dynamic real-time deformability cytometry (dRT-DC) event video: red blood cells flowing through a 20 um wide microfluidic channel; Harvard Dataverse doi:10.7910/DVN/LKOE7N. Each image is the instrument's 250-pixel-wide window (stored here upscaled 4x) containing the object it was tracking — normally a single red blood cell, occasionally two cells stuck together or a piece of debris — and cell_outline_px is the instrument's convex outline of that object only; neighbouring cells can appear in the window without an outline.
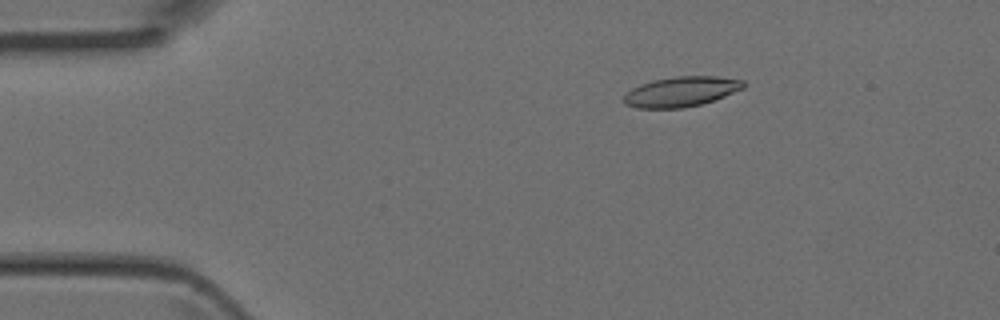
{"species": "Egyptian fruit bat (a non-hibernating species)", "species_latin": "Rousettus aegyptiacus", "temperature_condition": "room temperature", "stored_images_in_passage": 4, "camera_frame_rate_fps": 3000, "um_per_image_px": 0.085, "animal": {"sex": "female"}, "frame": {"image": 1, "passage_image": 1, "time_ms": 0.0, "image_size_px": [1000, 320], "cell_outline_px": [[744, 88], [724, 96], [700, 104], [684, 108], [636, 108], [624, 104], [624, 92], [640, 84], [652, 80], [676, 76], [716, 76], [744, 80]], "centroid_in_image_um": [57.85, 7.78], "position_along_channel_um": 27.1, "area_um2": 20.98}}
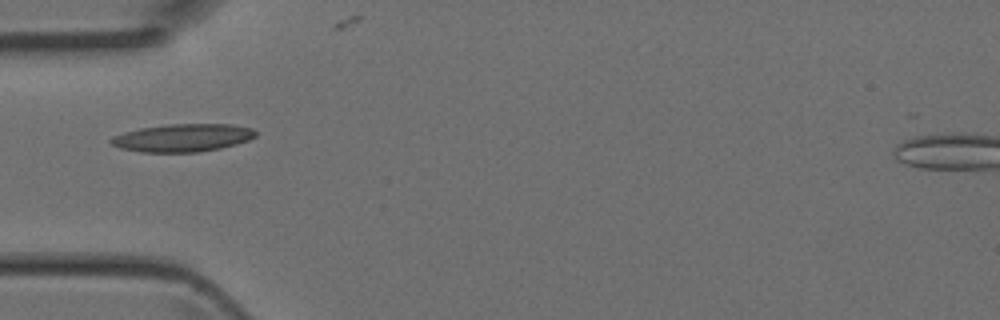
{"frame": {"image": 2, "passage_image": 3, "time_ms": 0.667, "image_size_px": [1000, 320], "cell_outline_px": [[256, 136], [248, 140], [236, 144], [220, 148], [200, 152], [140, 152], [120, 148], [112, 144], [108, 140], [112, 136], [124, 132], [140, 128], [168, 124], [232, 124], [252, 128], [256, 132]], "centroid_in_image_um": [15.51, 11.71], "position_along_channel_um": 69.5, "area_um2": 23.52}}
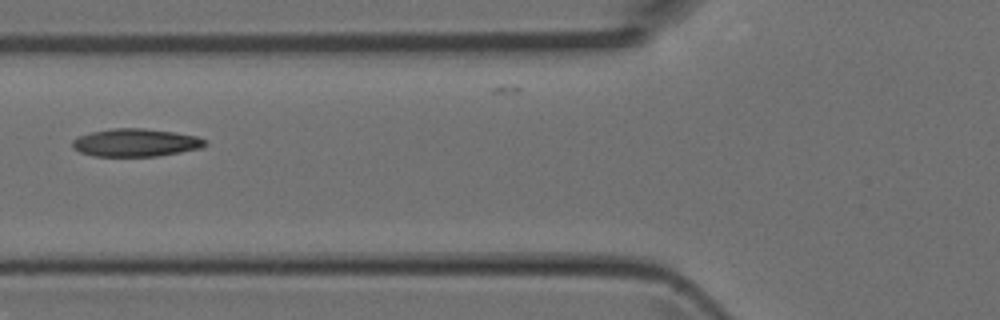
{"frame": {"image": 3, "passage_image": 4, "time_ms": 1.0, "image_size_px": [1000, 320], "cell_outline_px": [[208, 144], [200, 148], [180, 152], [156, 156], [92, 156], [80, 152], [72, 148], [72, 140], [76, 136], [92, 132], [112, 128], [144, 128], [172, 132], [196, 136], [204, 140]], "centroid_in_image_um": [11.47, 12.12], "position_along_channel_um": 114.3, "area_um2": 21.5}}